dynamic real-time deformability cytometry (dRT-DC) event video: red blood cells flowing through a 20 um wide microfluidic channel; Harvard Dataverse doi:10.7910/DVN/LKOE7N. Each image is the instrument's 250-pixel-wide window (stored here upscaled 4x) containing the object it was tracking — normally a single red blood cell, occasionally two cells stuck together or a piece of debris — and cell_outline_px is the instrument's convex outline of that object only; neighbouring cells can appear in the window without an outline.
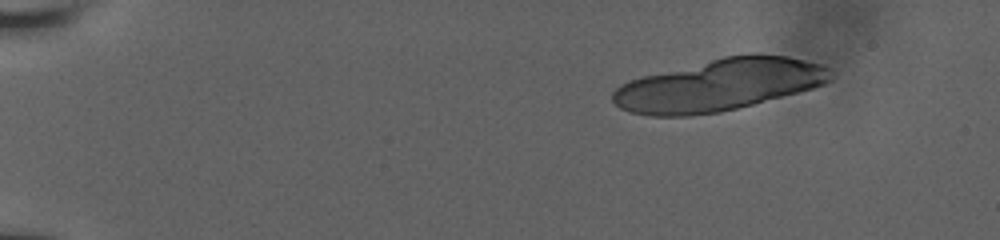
{"species": "human", "species_latin": "Homo sapiens", "temperature_condition": "room temperature", "stored_images_in_passage": 13, "camera_frame_rate_fps": 3000, "um_per_image_px": 0.085, "donor": {"sex": "male"}, "frame": {"image": 1, "passage_image": 1, "time_ms": 0.0, "image_size_px": [1000, 240], "cell_outline_px": [[832, 80], [824, 84], [812, 88], [752, 104], [720, 112], [688, 116], [652, 116], [632, 112], [620, 108], [612, 100], [612, 92], [620, 84], [644, 76], [724, 56], [752, 52], [788, 56], [820, 64], [828, 68]], "centroid_in_image_um": [61.13, 7.21], "position_along_channel_um": 23.9, "area_um2": 65.43}}